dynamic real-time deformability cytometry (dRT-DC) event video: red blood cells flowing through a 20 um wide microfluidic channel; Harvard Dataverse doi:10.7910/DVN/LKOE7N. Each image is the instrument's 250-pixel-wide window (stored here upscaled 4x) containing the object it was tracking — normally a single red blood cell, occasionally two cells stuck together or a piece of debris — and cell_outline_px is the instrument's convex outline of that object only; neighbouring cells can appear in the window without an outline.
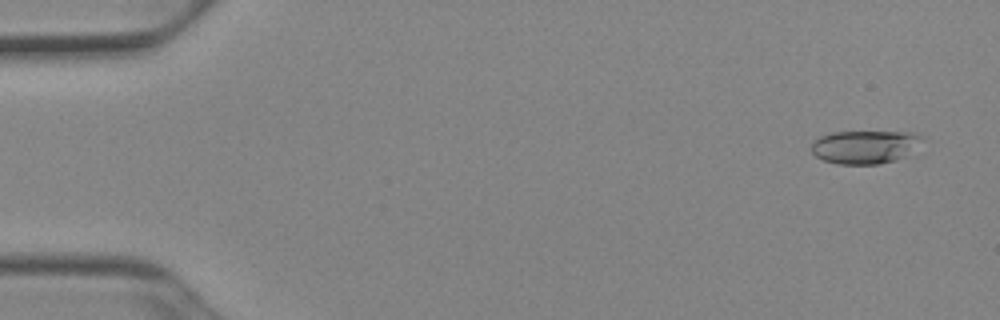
{"species": "Egyptian fruit bat (a non-hibernating species)", "species_latin": "Rousettus aegyptiacus", "temperature_condition": "cold", "stored_images_in_passage": 52, "camera_frame_rate_fps": 3000, "um_per_image_px": 0.085, "animal": {"sex": "female"}, "frame": {"image": 1, "passage_image": 3, "time_ms": 0.667, "image_size_px": [1000, 320], "cell_outline_px": [[928, 140], [904, 156], [896, 160], [880, 164], [840, 164], [824, 160], [816, 156], [812, 152], [812, 144], [820, 136], [832, 132], [900, 132], [924, 136]], "centroid_in_image_um": [73.56, 12.48], "position_along_channel_um": 11.4, "area_um2": 21.44}}
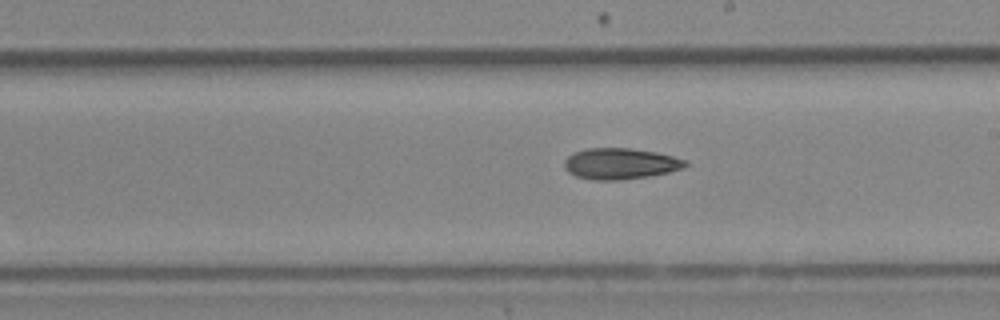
{"frame": {"image": 2, "passage_image": 30, "time_ms": 9.667, "image_size_px": [1000, 320], "cell_outline_px": [[688, 164], [684, 168], [668, 172], [648, 176], [620, 180], [592, 180], [576, 176], [568, 172], [564, 168], [564, 160], [568, 156], [584, 148], [632, 148], [656, 152], [688, 160]], "centroid_in_image_um": [52.72, 13.91], "position_along_channel_um": 236.3, "area_um2": 22.02}}
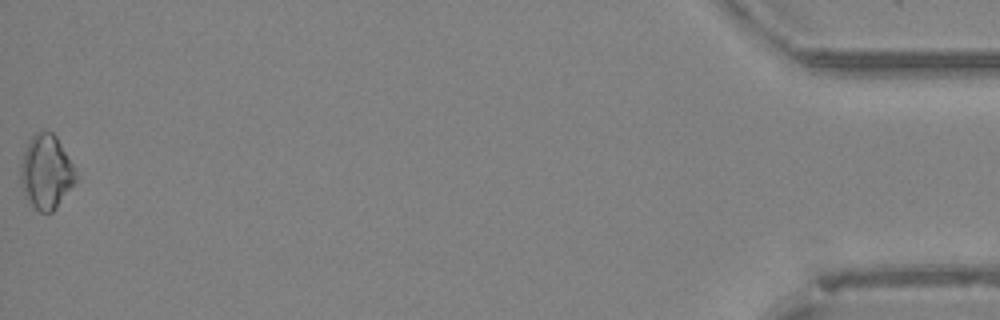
{"frame": {"image": 3, "passage_image": 52, "time_ms": 17.0, "image_size_px": [1000, 320], "cell_outline_px": [[76, 180], [56, 208], [52, 212], [40, 212], [32, 208], [24, 196], [20, 184], [20, 164], [28, 140], [36, 132], [52, 132], [56, 136], [72, 164], [76, 176]], "centroid_in_image_um": [3.87, 14.65], "position_along_channel_um": 431.3, "area_um2": 23.76}, "authors_computed_cell_mechanics": {"area_um2": 21.3571, "velocity_mm_per_s": 3.9355, "shape_relaxation_time_tau1_ms": 6.0522, "shape_relaxation_time_tau2_ms": null, "deformation_change_tau1": 0.1133, "deformation_change_tau2": null}}